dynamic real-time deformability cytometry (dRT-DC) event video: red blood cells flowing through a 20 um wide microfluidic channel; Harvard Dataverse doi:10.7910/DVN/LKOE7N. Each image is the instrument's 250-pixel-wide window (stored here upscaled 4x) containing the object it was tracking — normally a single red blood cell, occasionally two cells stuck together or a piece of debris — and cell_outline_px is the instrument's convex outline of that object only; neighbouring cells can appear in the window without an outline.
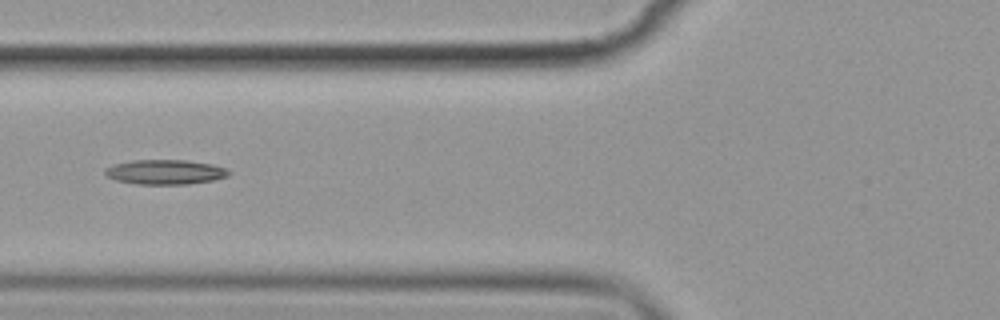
{"species": "common noctule bat (a hibernating species)", "species_latin": "Nyctalus noctula", "temperature_condition": "cold", "stored_images_in_passage": 10, "camera_frame_rate_fps": 3000, "um_per_image_px": 0.085, "animal": {"sex": "female", "body_mass_g": 19.9}, "frame": {"image": 1, "passage_image": 6, "time_ms": 6.667, "image_size_px": [1000, 320], "cell_outline_px": [[232, 172], [228, 176], [212, 180], [188, 184], [136, 184], [116, 180], [108, 176], [104, 172], [104, 168], [116, 164], [132, 160], [184, 160], [212, 164], [224, 168]], "centroid_in_image_um": [14.04, 14.62], "position_along_channel_um": 111.8, "area_um2": 17.69}}
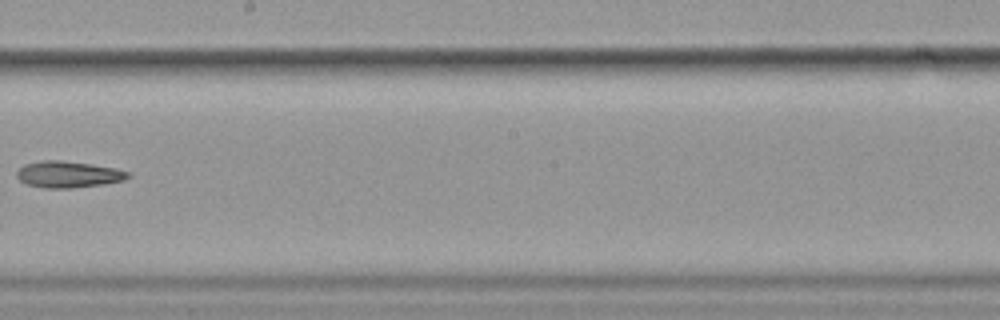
{"frame": {"image": 2, "passage_image": 9, "time_ms": 10.333, "image_size_px": [1000, 320], "cell_outline_px": [[132, 176], [124, 180], [104, 184], [72, 188], [44, 188], [28, 184], [20, 180], [16, 176], [16, 172], [24, 164], [44, 160], [60, 160], [92, 164], [116, 168], [128, 172]], "centroid_in_image_um": [5.82, 14.82], "position_along_channel_um": 242.4, "area_um2": 17.17}}
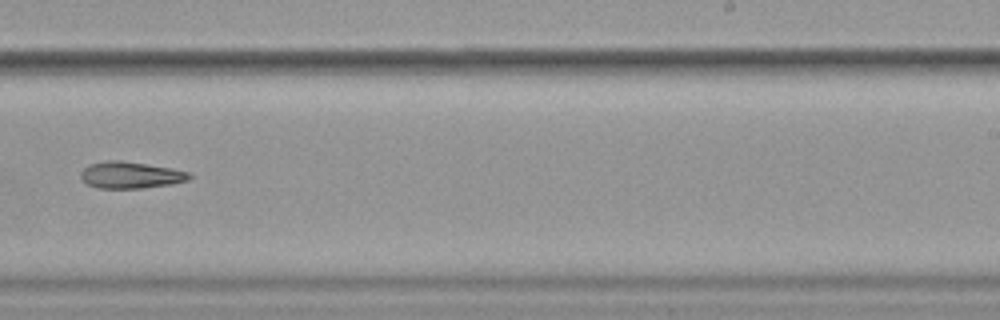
{"frame": {"image": 3, "passage_image": 10, "time_ms": 11.333, "image_size_px": [1000, 320], "cell_outline_px": [[192, 176], [188, 180], [172, 184], [140, 188], [100, 188], [88, 184], [80, 176], [80, 172], [88, 164], [108, 160], [120, 160], [172, 168], [188, 172]], "centroid_in_image_um": [11.1, 14.87], "position_along_channel_um": 277.9, "area_um2": 16.76}}